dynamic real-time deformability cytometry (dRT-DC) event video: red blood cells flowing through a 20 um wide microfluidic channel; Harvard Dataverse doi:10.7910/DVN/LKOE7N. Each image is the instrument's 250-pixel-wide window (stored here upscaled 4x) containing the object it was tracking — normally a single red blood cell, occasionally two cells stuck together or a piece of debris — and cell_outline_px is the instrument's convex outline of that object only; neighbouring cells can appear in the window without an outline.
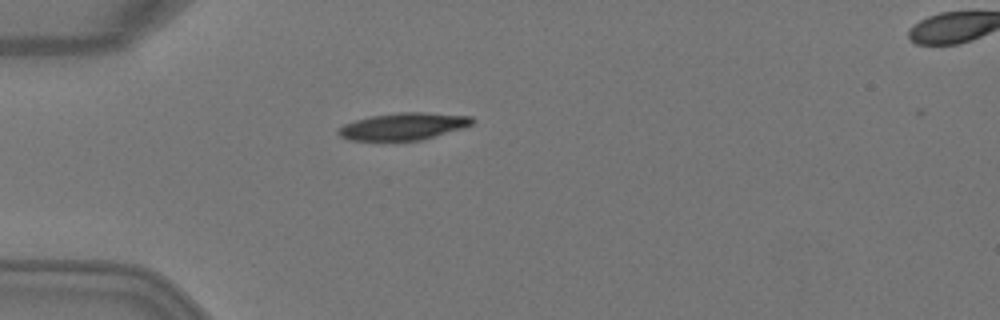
{"species": "Egyptian fruit bat (a non-hibernating species)", "species_latin": "Rousettus aegyptiacus", "temperature_condition": "warm", "stored_images_in_passage": 3, "camera_frame_rate_fps": 3000, "um_per_image_px": 0.085, "animal": {"sex": "female"}, "frame": {"image": 1, "passage_image": 2, "time_ms": 0.333, "image_size_px": [1000, 320], "cell_outline_px": [[476, 120], [472, 124], [460, 128], [420, 140], [348, 140], [340, 136], [336, 132], [344, 124], [356, 120], [372, 116], [400, 112], [424, 112], [472, 116]], "centroid_in_image_um": [34.28, 10.73], "position_along_channel_um": 50.7, "area_um2": 20.81}}